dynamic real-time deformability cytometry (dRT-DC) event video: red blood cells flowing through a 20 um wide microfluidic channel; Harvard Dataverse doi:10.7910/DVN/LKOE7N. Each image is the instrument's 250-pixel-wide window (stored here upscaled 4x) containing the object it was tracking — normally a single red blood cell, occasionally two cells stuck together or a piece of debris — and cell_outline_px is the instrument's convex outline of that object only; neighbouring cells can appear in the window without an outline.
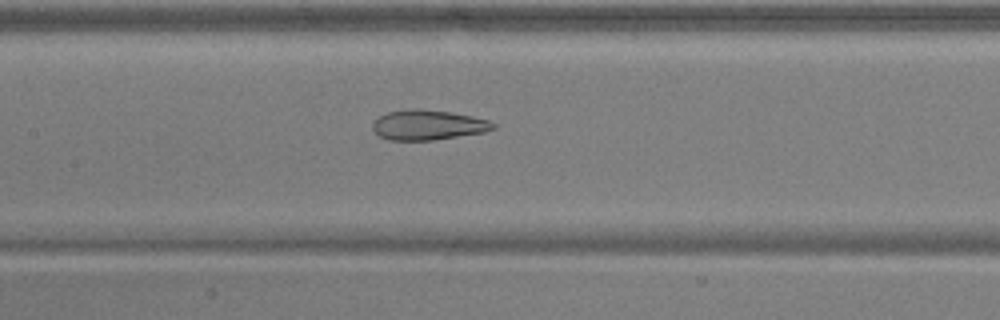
{"species": "common noctule bat (a hibernating species)", "species_latin": "Nyctalus noctula", "temperature_condition": "warm", "stored_images_in_passage": 52, "camera_frame_rate_fps": 3000, "um_per_image_px": 0.085, "animal": {"sex": "male", "body_mass_g": 17.9, "forearm_length_mm": 54.2}, "frame": {"image": 1, "passage_image": 25, "time_ms": 8.0, "image_size_px": [1000, 320], "cell_outline_px": [[496, 128], [484, 132], [432, 140], [388, 140], [380, 136], [372, 128], [372, 120], [388, 112], [412, 108], [420, 108], [452, 112], [472, 116], [488, 120], [496, 124]], "centroid_in_image_um": [36.37, 10.61], "position_along_channel_um": 171.0, "area_um2": 21.15}}
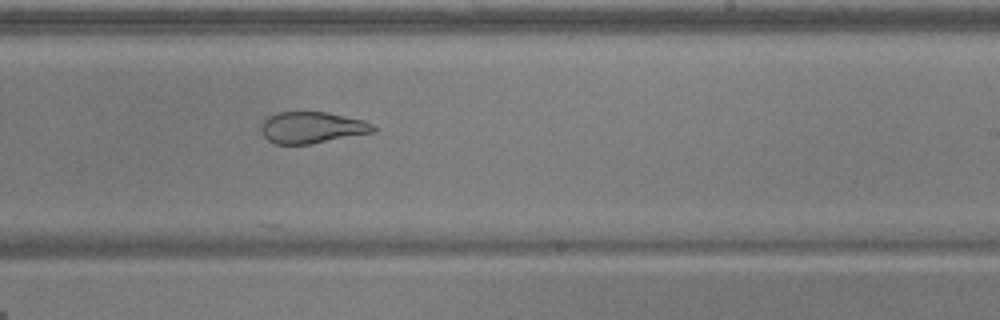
{"frame": {"image": 2, "passage_image": 32, "time_ms": 10.333, "image_size_px": [1000, 320], "cell_outline_px": [[376, 132], [308, 144], [276, 144], [268, 140], [264, 136], [260, 128], [260, 124], [268, 116], [276, 112], [328, 112], [364, 120], [372, 124], [376, 128]], "centroid_in_image_um": [26.51, 10.83], "position_along_channel_um": 262.5, "area_um2": 20.63}}
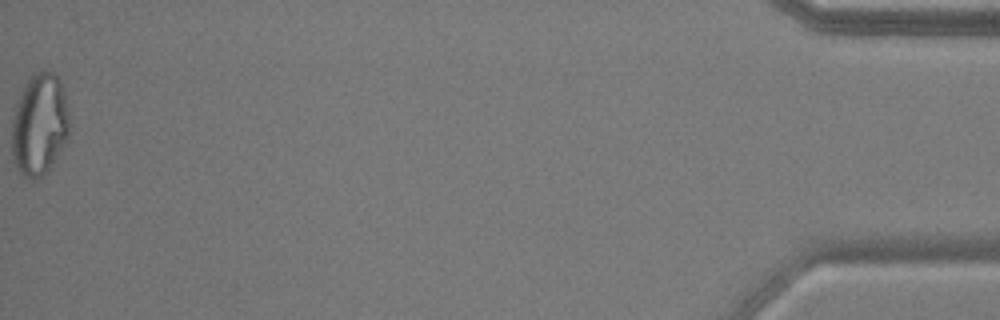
{"frame": {"image": 3, "passage_image": 52, "time_ms": 17.0, "image_size_px": [1000, 320], "cell_outline_px": [[68, 136], [56, 156], [48, 168], [36, 180], [28, 180], [16, 168], [12, 160], [12, 116], [16, 104], [28, 80], [36, 72], [52, 72], [60, 80], [68, 112]], "centroid_in_image_um": [3.32, 10.62], "position_along_channel_um": 431.9, "area_um2": 33.52}, "authors_computed_cell_mechanics": {"area_um2": 27.3683, "velocity_mm_per_s": 3.9331, "shape_relaxation_time_tau1_ms": null, "shape_relaxation_time_tau2_ms": 1.9881, "deformation_change_tau1": null, "deformation_change_tau2": 0.1028}}